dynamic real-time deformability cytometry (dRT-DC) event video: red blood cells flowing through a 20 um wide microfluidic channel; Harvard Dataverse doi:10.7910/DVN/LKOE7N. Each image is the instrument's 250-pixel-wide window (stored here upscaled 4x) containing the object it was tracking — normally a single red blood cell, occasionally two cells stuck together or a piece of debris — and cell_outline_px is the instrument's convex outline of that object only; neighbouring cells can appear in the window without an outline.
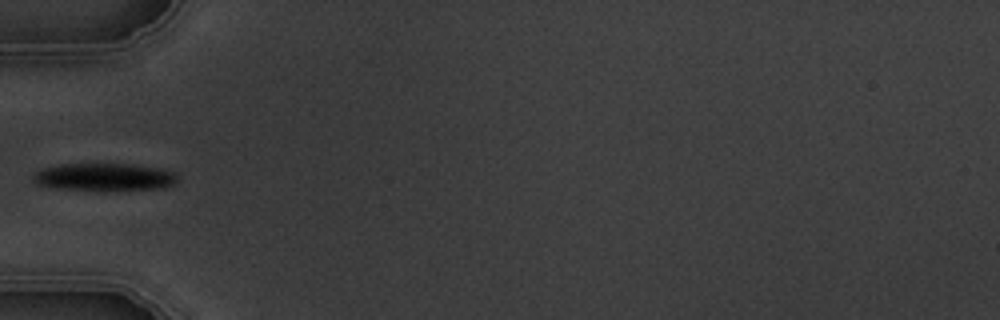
{"species": "common noctule bat (a hibernating species)", "species_latin": "Nyctalus noctula", "temperature_condition": "warm", "stored_images_in_passage": 8, "camera_frame_rate_fps": 3000, "um_per_image_px": 0.085, "animal": {"sex": "male", "body_mass_g": 19.5, "forearm_length_mm": 54.6}, "frame": {"image": 1, "passage_image": 6, "time_ms": 6.667, "image_size_px": [1000, 320], "cell_outline_px": [[176, 180], [172, 184], [164, 188], [56, 188], [36, 184], [32, 180], [32, 176], [40, 168], [60, 164], [132, 164], [156, 168], [176, 172]], "centroid_in_image_um": [8.8, 15.0], "position_along_channel_um": 76.2, "area_um2": 22.25}}
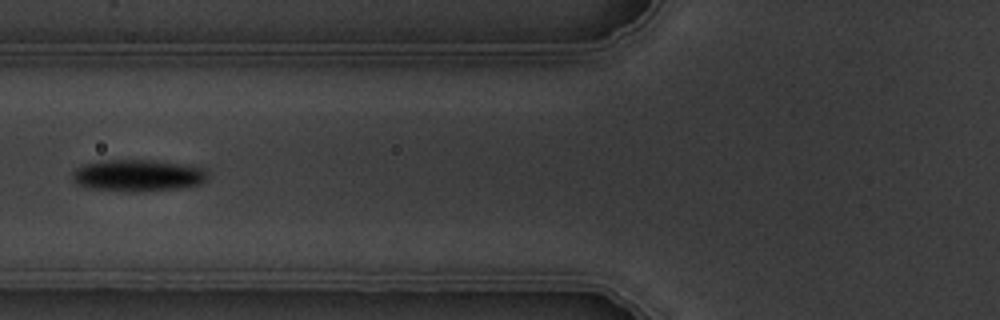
{"frame": {"image": 2, "passage_image": 7, "time_ms": 7.667, "image_size_px": [1000, 320], "cell_outline_px": [[208, 176], [200, 184], [184, 188], [132, 192], [88, 188], [76, 184], [72, 176], [72, 172], [76, 168], [84, 164], [100, 160], [152, 160], [192, 164], [208, 168]], "centroid_in_image_um": [11.78, 14.9], "position_along_channel_um": 114.0, "area_um2": 25.66}}
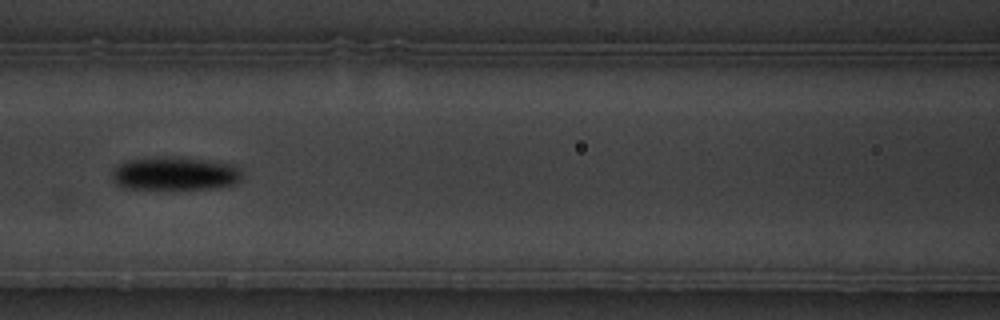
{"frame": {"image": 3, "passage_image": 8, "time_ms": 8.667, "image_size_px": [1000, 320], "cell_outline_px": [[244, 172], [240, 180], [236, 184], [216, 188], [124, 188], [116, 184], [112, 176], [112, 172], [120, 164], [128, 160], [172, 156], [176, 156], [208, 160], [236, 164]], "centroid_in_image_um": [14.97, 14.74], "position_along_channel_um": 151.6, "area_um2": 25.32}}